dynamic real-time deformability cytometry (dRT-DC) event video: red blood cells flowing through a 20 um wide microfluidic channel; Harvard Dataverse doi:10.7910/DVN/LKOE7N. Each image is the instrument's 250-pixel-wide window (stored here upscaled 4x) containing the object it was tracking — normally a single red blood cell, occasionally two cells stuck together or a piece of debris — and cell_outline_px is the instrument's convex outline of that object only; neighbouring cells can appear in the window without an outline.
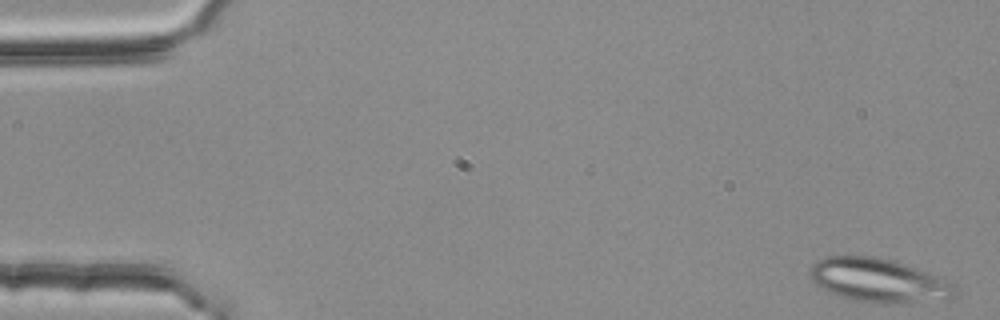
{"species": "common noctule bat (a hibernating species)", "species_latin": "Nyctalus noctula", "temperature_condition": "room temperature", "stored_images_in_passage": 51, "segment_of_instrument_passage": [1, 2], "camera_frame_rate_fps": 3000, "um_per_image_px": 0.085, "animal": {"sex": "female", "body_mass_g": 25.1}, "frame": {"image": 1, "passage_image": 1, "time_ms": 0.0, "image_size_px": [1000, 320], "cell_outline_px": [[956, 296], [948, 300], [904, 304], [884, 304], [856, 300], [832, 292], [816, 284], [808, 276], [808, 268], [812, 264], [824, 256], [876, 256], [892, 260], [916, 268], [948, 280], [956, 284]], "centroid_in_image_um": [74.74, 23.84], "position_along_channel_um": 10.3, "area_um2": 37.4}}